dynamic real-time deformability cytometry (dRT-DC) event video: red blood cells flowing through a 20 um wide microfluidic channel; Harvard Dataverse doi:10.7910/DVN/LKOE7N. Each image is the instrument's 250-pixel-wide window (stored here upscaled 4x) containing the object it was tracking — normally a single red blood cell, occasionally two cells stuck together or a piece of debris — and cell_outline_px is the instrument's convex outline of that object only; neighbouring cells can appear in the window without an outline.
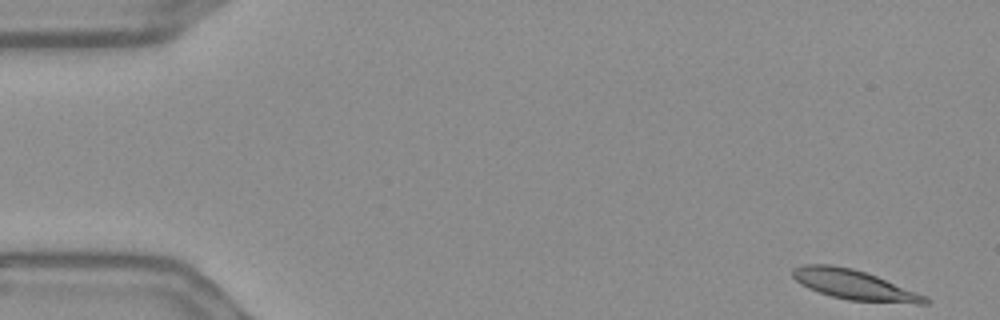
{"species": "Egyptian fruit bat (a non-hibernating species)", "species_latin": "Rousettus aegyptiacus", "temperature_condition": "warm", "stored_images_in_passage": 56, "segment_of_instrument_passage": [1, 2], "camera_frame_rate_fps": 3000, "um_per_image_px": 0.085, "frame": {"image": 1, "passage_image": 1, "time_ms": 0.0, "image_size_px": [1000, 320], "cell_outline_px": [[932, 300], [928, 304], [916, 304], [848, 300], [832, 296], [808, 288], [800, 284], [792, 276], [792, 268], [804, 264], [832, 264], [852, 268], [876, 276], [928, 296]], "centroid_in_image_um": [72.63, 24.21], "position_along_channel_um": 12.4, "area_um2": 23.12}}
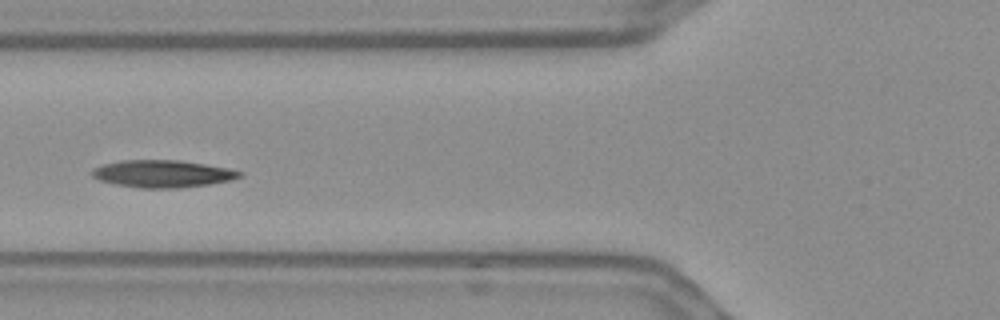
{"frame": {"image": 2, "passage_image": 20, "time_ms": 6.333, "image_size_px": [1000, 320], "cell_outline_px": [[244, 176], [228, 180], [208, 184], [176, 188], [140, 188], [116, 184], [100, 180], [92, 176], [92, 168], [100, 164], [120, 160], [180, 160], [228, 168], [244, 172]], "centroid_in_image_um": [13.79, 14.76], "position_along_channel_um": 112.0, "area_um2": 23.47}}
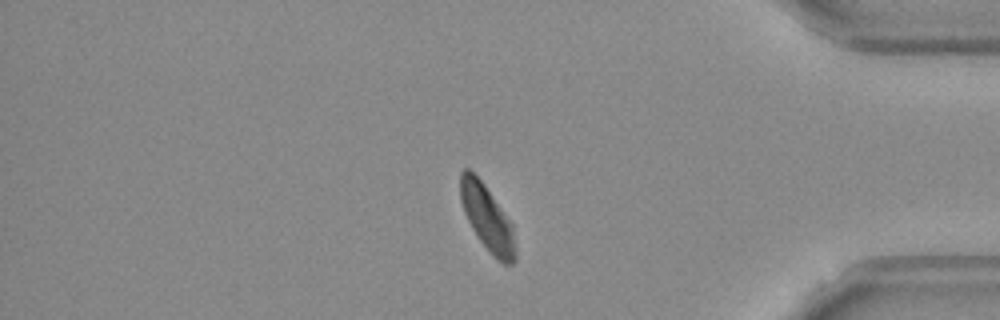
{"frame": {"image": 3, "passage_image": 46, "time_ms": 15.0, "image_size_px": [1000, 320], "cell_outline_px": [[516, 260], [512, 264], [504, 264], [496, 260], [480, 240], [472, 228], [464, 212], [460, 200], [460, 172], [464, 168], [468, 168], [484, 184], [512, 224], [516, 248]], "centroid_in_image_um": [41.41, 18.55], "position_along_channel_um": 393.8, "area_um2": 20.87}}